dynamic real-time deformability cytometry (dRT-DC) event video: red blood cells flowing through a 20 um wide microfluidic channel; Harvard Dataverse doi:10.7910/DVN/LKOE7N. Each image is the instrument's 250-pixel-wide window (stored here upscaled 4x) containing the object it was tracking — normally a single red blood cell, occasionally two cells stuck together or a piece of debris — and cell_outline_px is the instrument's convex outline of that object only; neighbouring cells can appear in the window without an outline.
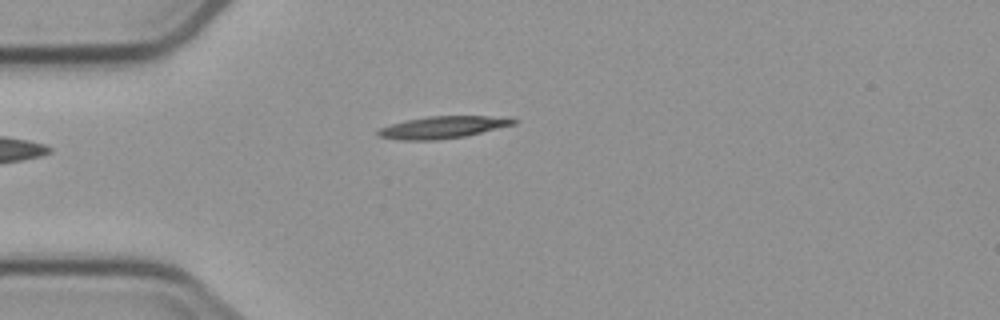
{"species": "common noctule bat (a hibernating species)", "species_latin": "Nyctalus noctula", "temperature_condition": "cold", "stored_images_in_passage": 4, "camera_frame_rate_fps": 3000, "um_per_image_px": 0.085, "animal": {"sex": "male", "body_mass_g": 23.1, "forearm_length_mm": 52.7}, "frame": {"image": 1, "passage_image": 4, "time_ms": 4.333, "image_size_px": [1000, 320], "cell_outline_px": [[516, 124], [464, 136], [436, 140], [400, 140], [380, 136], [376, 132], [380, 128], [392, 124], [408, 120], [428, 116], [488, 116], [516, 120]], "centroid_in_image_um": [37.6, 10.82], "position_along_channel_um": 47.4, "area_um2": 16.99}}